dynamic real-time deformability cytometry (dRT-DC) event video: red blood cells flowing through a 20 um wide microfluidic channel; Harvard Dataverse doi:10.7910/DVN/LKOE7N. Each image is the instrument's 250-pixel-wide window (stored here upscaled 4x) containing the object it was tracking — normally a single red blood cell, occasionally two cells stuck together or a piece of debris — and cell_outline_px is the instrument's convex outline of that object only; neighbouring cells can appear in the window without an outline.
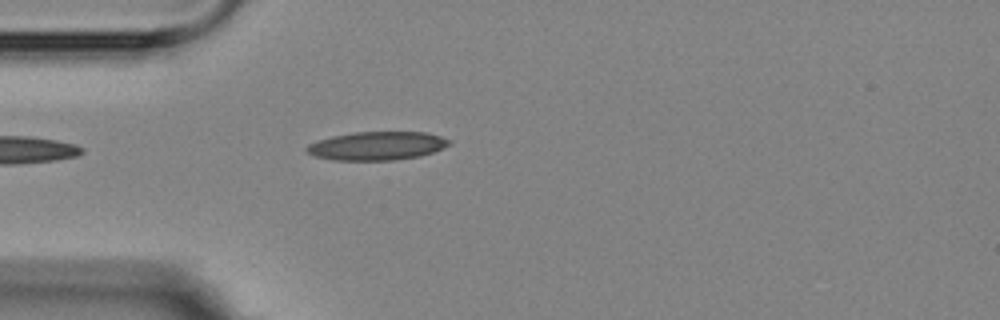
{"species": "Egyptian fruit bat (a non-hibernating species)", "species_latin": "Rousettus aegyptiacus", "temperature_condition": "room temperature", "stored_images_in_passage": 4, "camera_frame_rate_fps": 3000, "um_per_image_px": 0.085, "animal": {"sex": "female"}, "frame": {"image": 1, "passage_image": 4, "time_ms": 3.667, "image_size_px": [1000, 320], "cell_outline_px": [[452, 144], [444, 148], [420, 156], [392, 160], [332, 160], [316, 156], [308, 152], [304, 148], [308, 144], [316, 140], [332, 136], [352, 132], [428, 132], [452, 140]], "centroid_in_image_um": [32.06, 12.39], "position_along_channel_um": 52.9, "area_um2": 23.81}}